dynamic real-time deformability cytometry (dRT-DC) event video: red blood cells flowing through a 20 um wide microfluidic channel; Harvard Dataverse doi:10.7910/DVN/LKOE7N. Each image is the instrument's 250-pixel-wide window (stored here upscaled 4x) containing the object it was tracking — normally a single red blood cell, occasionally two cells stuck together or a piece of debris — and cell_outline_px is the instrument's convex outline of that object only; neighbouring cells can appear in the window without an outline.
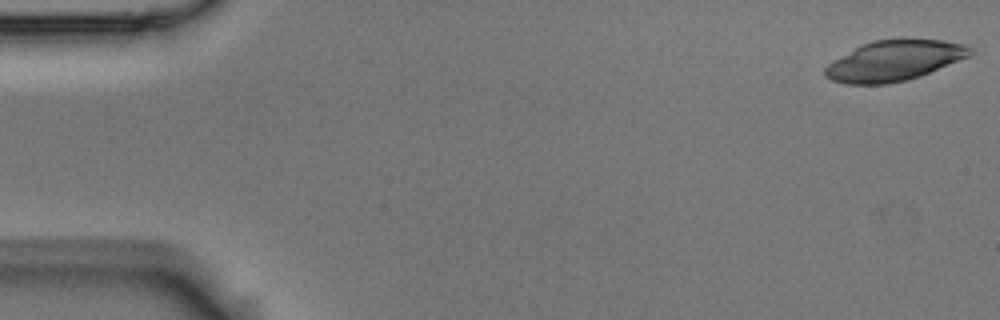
{"species": "Egyptian fruit bat (a non-hibernating species)", "species_latin": "Rousettus aegyptiacus", "temperature_condition": "room temperature", "stored_images_in_passage": 5, "camera_frame_rate_fps": 3000, "um_per_image_px": 0.085, "animal": {"sex": "male"}, "frame": {"image": 1, "passage_image": 1, "time_ms": 0.0, "image_size_px": [1000, 320], "cell_outline_px": [[976, 52], [972, 56], [920, 76], [908, 80], [888, 84], [848, 84], [832, 80], [824, 76], [824, 68], [828, 64], [856, 48], [872, 40], [908, 36], [944, 40], [964, 44], [972, 48]], "centroid_in_image_um": [76.11, 5.12], "position_along_channel_um": 8.9, "area_um2": 34.97}}